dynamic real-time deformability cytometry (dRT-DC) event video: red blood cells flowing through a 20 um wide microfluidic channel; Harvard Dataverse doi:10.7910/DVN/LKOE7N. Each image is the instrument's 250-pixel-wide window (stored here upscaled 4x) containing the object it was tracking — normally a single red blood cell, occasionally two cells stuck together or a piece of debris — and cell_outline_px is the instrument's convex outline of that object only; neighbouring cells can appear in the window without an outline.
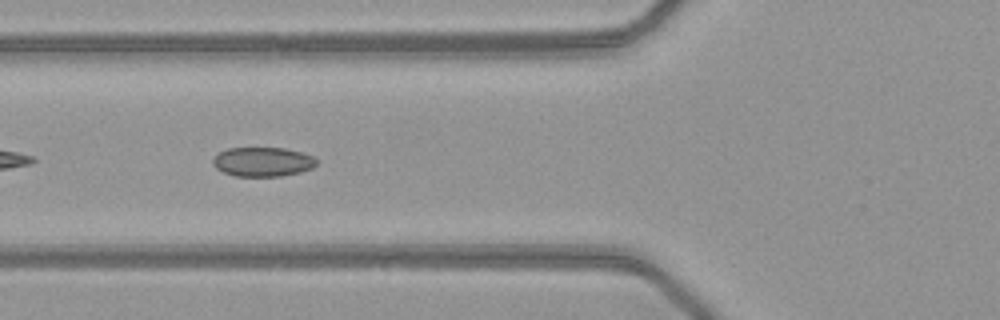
{"species": "common noctule bat (a hibernating species)", "species_latin": "Nyctalus noctula", "temperature_condition": "warm", "stored_images_in_passage": 38, "camera_frame_rate_fps": 3000, "um_per_image_px": 0.085, "animal": {"sex": "female", "body_mass_g": 21.9}, "frame": {"image": 1, "passage_image": 6, "time_ms": 1.667, "image_size_px": [1000, 320], "cell_outline_px": [[316, 164], [312, 168], [300, 172], [280, 176], [236, 176], [224, 172], [216, 168], [212, 164], [212, 160], [216, 152], [228, 148], [284, 148], [300, 152], [312, 156], [316, 160]], "centroid_in_image_um": [22.28, 13.75], "position_along_channel_um": 103.5, "area_um2": 17.69}}
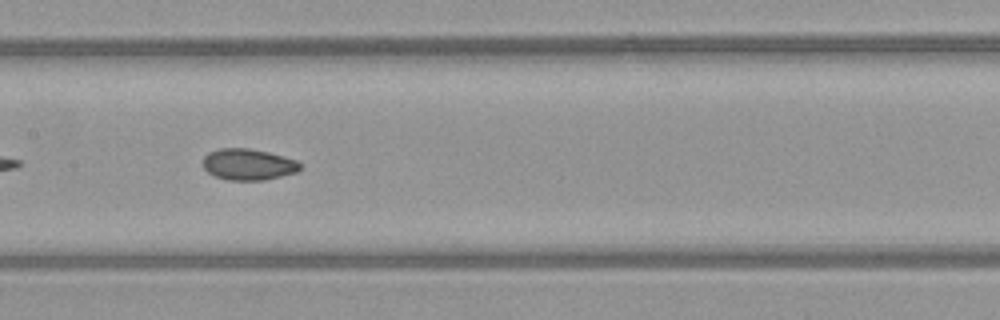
{"frame": {"image": 2, "passage_image": 12, "time_ms": 3.667, "image_size_px": [1000, 320], "cell_outline_px": [[304, 168], [296, 172], [264, 180], [228, 180], [216, 176], [208, 172], [204, 168], [204, 156], [208, 152], [220, 148], [248, 148], [268, 152], [296, 160], [304, 164]], "centroid_in_image_um": [21.14, 13.97], "position_along_channel_um": 186.3, "area_um2": 17.74}, "authors_computed_cell_mechanics": {"area_um2": 17.629, "velocity_mm_per_s": 4.1035, "shape_relaxation_time_tau1_ms": null, "shape_relaxation_time_tau2_ms": 1.3834, "deformation_change_tau1": null, "deformation_change_tau2": 0.054}}